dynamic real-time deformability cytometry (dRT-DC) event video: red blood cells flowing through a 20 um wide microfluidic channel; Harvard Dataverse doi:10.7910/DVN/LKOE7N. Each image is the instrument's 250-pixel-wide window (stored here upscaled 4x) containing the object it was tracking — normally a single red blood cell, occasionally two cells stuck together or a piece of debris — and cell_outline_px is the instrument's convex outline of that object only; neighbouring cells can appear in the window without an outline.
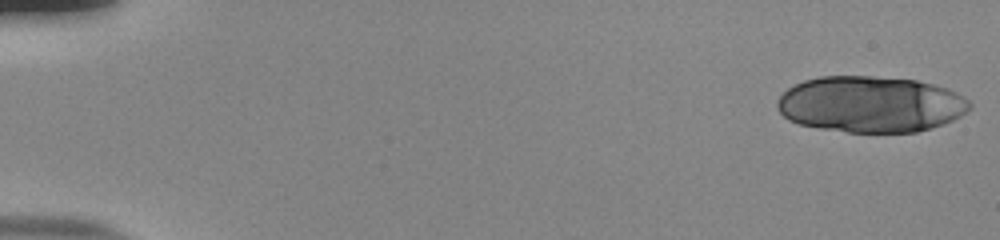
{"species": "human", "species_latin": "Homo sapiens", "temperature_condition": "room temperature", "stored_images_in_passage": 41, "camera_frame_rate_fps": 3000, "um_per_image_px": 0.085, "donor": {"sex": "male"}, "frame": {"image": 1, "passage_image": 1, "time_ms": 0.0, "image_size_px": [1000, 240], "cell_outline_px": [[972, 108], [960, 116], [944, 124], [932, 128], [916, 132], [848, 132], [820, 128], [800, 124], [788, 120], [776, 108], [776, 100], [788, 88], [804, 80], [820, 76], [872, 76], [916, 80], [948, 88], [964, 96], [972, 104]], "centroid_in_image_um": [74.01, 8.86], "position_along_channel_um": 11.0, "area_um2": 63.29}}
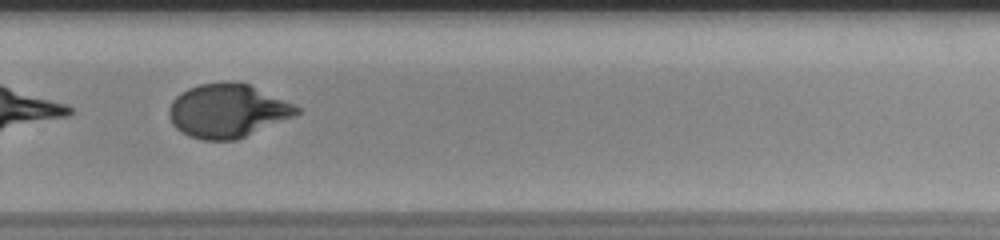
{"frame": {"image": 2, "passage_image": 38, "time_ms": 12.333, "image_size_px": [1000, 240], "cell_outline_px": [[300, 112], [292, 116], [236, 140], [204, 140], [188, 136], [176, 128], [172, 124], [168, 116], [168, 108], [172, 100], [180, 92], [188, 88], [200, 84], [248, 84], [292, 104], [300, 108]], "centroid_in_image_um": [19.25, 9.45], "position_along_channel_um": 310.5, "area_um2": 38.9}}